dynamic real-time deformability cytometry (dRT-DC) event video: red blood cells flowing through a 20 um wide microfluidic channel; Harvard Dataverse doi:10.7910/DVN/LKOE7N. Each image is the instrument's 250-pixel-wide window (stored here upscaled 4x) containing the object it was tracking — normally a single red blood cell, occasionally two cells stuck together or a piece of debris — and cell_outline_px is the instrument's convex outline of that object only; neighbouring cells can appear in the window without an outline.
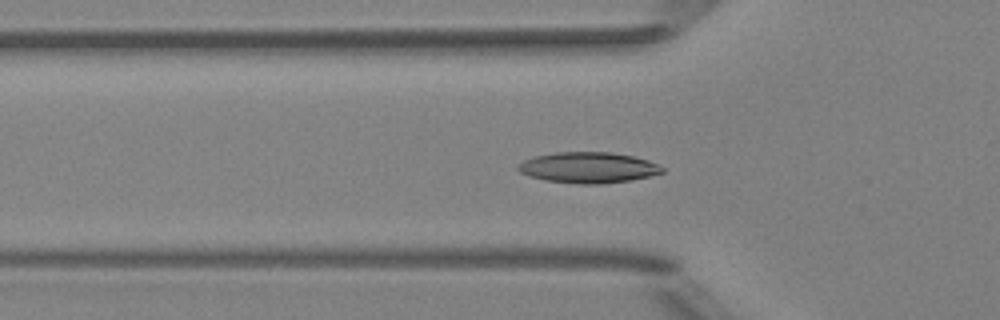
{"species": "Egyptian fruit bat (a non-hibernating species)", "species_latin": "Rousettus aegyptiacus", "temperature_condition": "room temperature", "stored_images_in_passage": 31, "camera_frame_rate_fps": 3000, "um_per_image_px": 0.085, "animal": {"sex": "female"}, "frame": {"image": 1, "passage_image": 2, "time_ms": 0.333, "image_size_px": [1000, 320], "cell_outline_px": [[664, 172], [632, 180], [600, 184], [580, 184], [544, 180], [520, 172], [516, 168], [524, 160], [536, 156], [556, 152], [612, 152], [632, 156], [648, 160], [664, 168]], "centroid_in_image_um": [50.02, 14.24], "position_along_channel_um": 75.8, "area_um2": 25.72}}
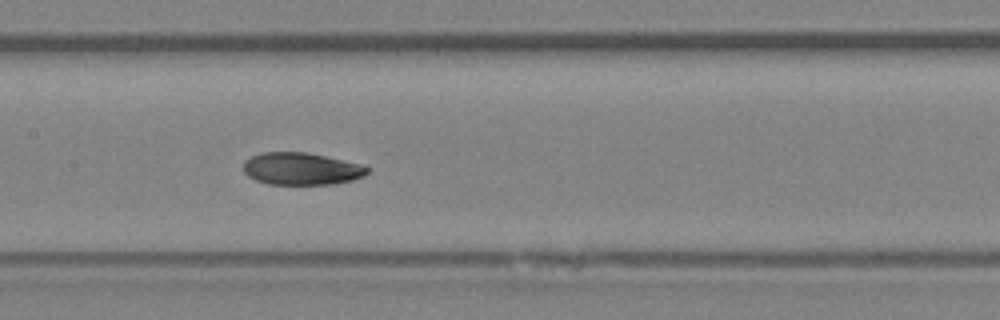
{"frame": {"image": 2, "passage_image": 10, "time_ms": 3.0, "image_size_px": [1000, 320], "cell_outline_px": [[368, 172], [364, 176], [352, 180], [332, 184], [268, 184], [256, 180], [248, 176], [244, 172], [244, 160], [252, 156], [264, 152], [304, 152], [364, 164], [368, 168]], "centroid_in_image_um": [25.62, 14.34], "position_along_channel_um": 181.8, "area_um2": 23.24}}
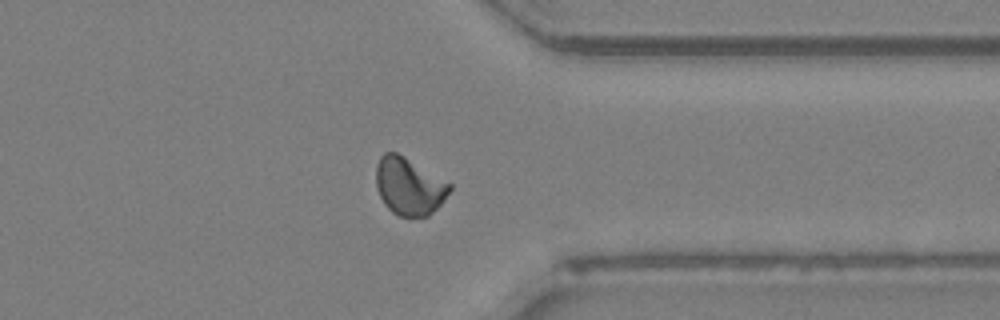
{"frame": {"image": 3, "passage_image": 25, "time_ms": 8.0, "image_size_px": [1000, 320], "cell_outline_px": [[452, 188], [440, 204], [428, 216], [408, 220], [392, 212], [384, 204], [376, 188], [376, 164], [380, 156], [384, 152], [396, 152], [404, 156], [452, 184]], "centroid_in_image_um": [34.75, 15.86], "position_along_channel_um": 376.7, "area_um2": 24.91}, "authors_computed_cell_mechanics": {"area_um2": 24.0448, "velocity_mm_per_s": 3.9796, "shape_relaxation_time_tau1_ms": 9.5917, "shape_relaxation_time_tau2_ms": 2.4235, "deformation_change_tau1": 0.1953, "deformation_change_tau2": 0.0653}}